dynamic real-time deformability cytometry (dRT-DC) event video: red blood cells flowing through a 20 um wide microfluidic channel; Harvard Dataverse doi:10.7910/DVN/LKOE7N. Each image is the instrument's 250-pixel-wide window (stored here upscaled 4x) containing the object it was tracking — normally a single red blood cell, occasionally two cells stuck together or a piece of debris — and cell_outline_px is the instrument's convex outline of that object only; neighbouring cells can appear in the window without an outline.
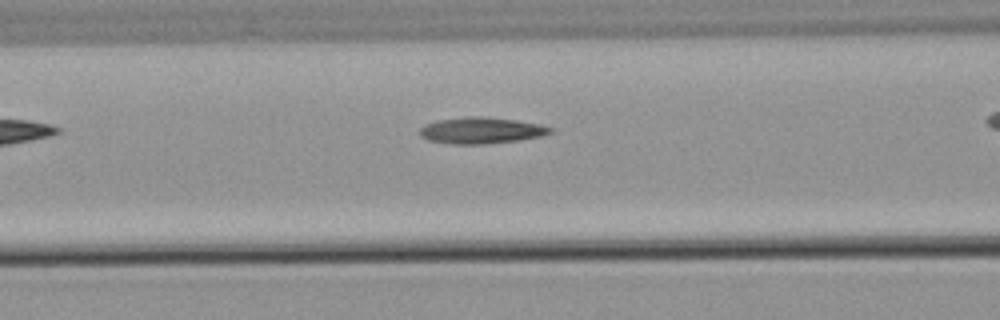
{"species": "common noctule bat (a hibernating species)", "species_latin": "Nyctalus noctula", "temperature_condition": "warm", "stored_images_in_passage": 5, "camera_frame_rate_fps": 3000, "um_per_image_px": 0.085, "animal": {"sex": "male", "body_mass_g": 21.5, "forearm_length_mm": 52.0}, "frame": {"image": 1, "passage_image": 3, "time_ms": 2.333, "image_size_px": [1000, 320], "cell_outline_px": [[552, 132], [540, 136], [520, 140], [484, 144], [448, 144], [428, 140], [420, 136], [420, 128], [424, 124], [436, 120], [468, 116], [480, 116], [516, 120], [540, 124], [552, 128]], "centroid_in_image_um": [40.86, 11.09], "position_along_channel_um": 125.7, "area_um2": 20.11}}